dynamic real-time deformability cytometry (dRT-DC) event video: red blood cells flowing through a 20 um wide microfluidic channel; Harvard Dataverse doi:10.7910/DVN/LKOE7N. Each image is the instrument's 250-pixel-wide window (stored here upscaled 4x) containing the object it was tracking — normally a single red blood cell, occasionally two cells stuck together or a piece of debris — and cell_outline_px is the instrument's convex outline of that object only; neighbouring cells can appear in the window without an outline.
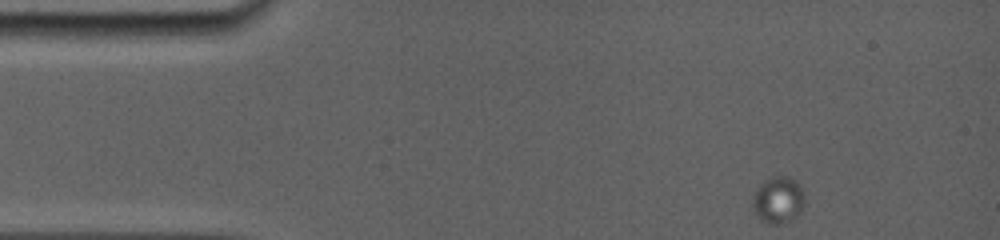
{"species": "common noctule bat (a hibernating species)", "species_latin": "Nyctalus noctula", "temperature_condition": "room temperature", "stored_images_in_passage": 96, "camera_frame_rate_fps": 5000, "um_per_image_px": 0.085, "animal": {"sex": "female", "body_mass_g": 19.0, "forearm_length_mm": 56.7}, "frame": {"image": 1, "passage_image": 1, "time_ms": 0.0, "image_size_px": [1000, 240], "cell_outline_px": [[804, 204], [800, 212], [792, 220], [784, 224], [768, 224], [760, 220], [756, 216], [752, 208], [752, 196], [764, 180], [772, 176], [788, 176], [796, 180], [800, 184], [804, 192]], "centroid_in_image_um": [66.14, 17.01], "position_along_channel_um": 18.9, "area_um2": 14.57}}
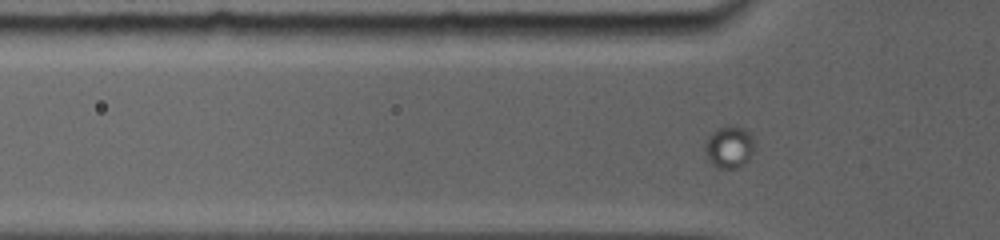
{"frame": {"image": 2, "passage_image": 29, "time_ms": 4.0, "image_size_px": [1000, 240], "cell_outline_px": [[752, 152], [748, 160], [744, 164], [736, 168], [720, 168], [712, 164], [704, 152], [704, 140], [712, 132], [720, 128], [744, 128], [752, 136]], "centroid_in_image_um": [61.93, 12.53], "position_along_channel_um": 63.9, "area_um2": 11.73}}
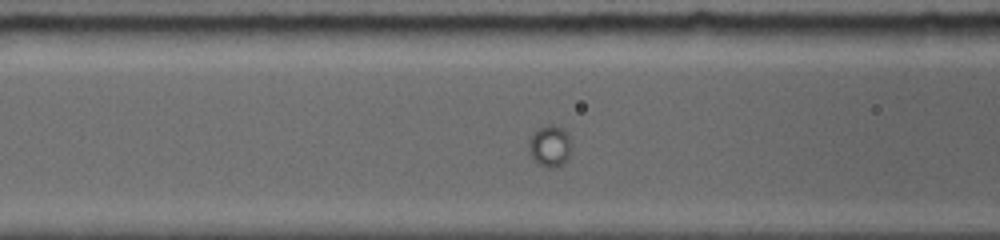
{"frame": {"image": 3, "passage_image": 42, "time_ms": 5.8, "image_size_px": [1000, 240], "cell_outline_px": [[572, 140], [568, 156], [560, 164], [552, 168], [548, 168], [536, 164], [528, 152], [528, 140], [540, 128], [548, 124], [552, 124], [564, 128]], "centroid_in_image_um": [46.72, 12.41], "position_along_channel_um": 119.9, "area_um2": 10.35}}